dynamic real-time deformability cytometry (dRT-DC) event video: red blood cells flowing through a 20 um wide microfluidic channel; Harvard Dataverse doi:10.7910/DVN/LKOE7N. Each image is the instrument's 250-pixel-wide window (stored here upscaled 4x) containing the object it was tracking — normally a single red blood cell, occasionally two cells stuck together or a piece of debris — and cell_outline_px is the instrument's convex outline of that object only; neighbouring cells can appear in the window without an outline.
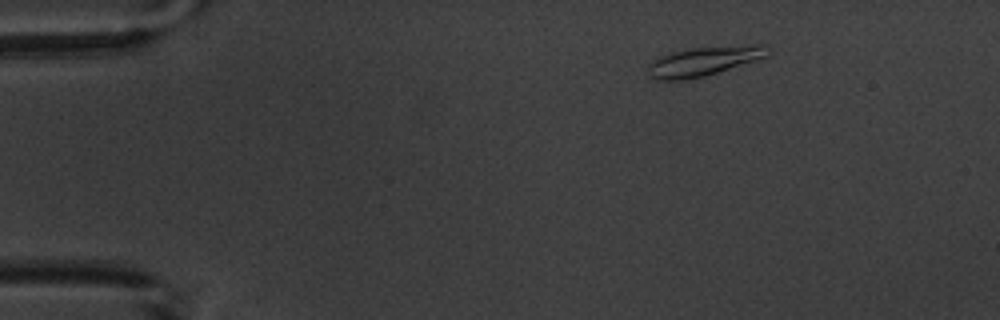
{"species": "common noctule bat (a hibernating species)", "species_latin": "Nyctalus noctula", "temperature_condition": "warm", "stored_images_in_passage": 3, "camera_frame_rate_fps": 3000, "um_per_image_px": 0.085, "animal": {"sex": "male", "body_mass_g": 20.1, "forearm_length_mm": 53.5}, "frame": {"image": 1, "passage_image": 3, "time_ms": 3.333, "image_size_px": [1000, 320], "cell_outline_px": [[772, 52], [768, 56], [704, 76], [680, 80], [656, 80], [648, 72], [648, 64], [656, 56], [672, 52], [692, 48], [756, 44], [764, 44], [772, 48]], "centroid_in_image_um": [59.85, 5.18], "position_along_channel_um": 25.2, "area_um2": 20.46}}